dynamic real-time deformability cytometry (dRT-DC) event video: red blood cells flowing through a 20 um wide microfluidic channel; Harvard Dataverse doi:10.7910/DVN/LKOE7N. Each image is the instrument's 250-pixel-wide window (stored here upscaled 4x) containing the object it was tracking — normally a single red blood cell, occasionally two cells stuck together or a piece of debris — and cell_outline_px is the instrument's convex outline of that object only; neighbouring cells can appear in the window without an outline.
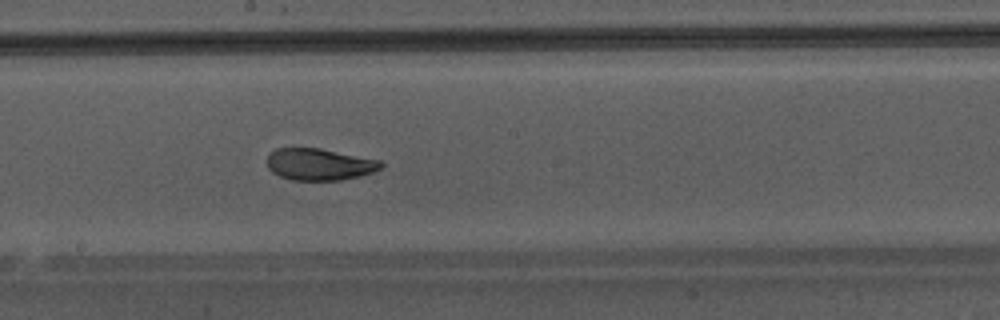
{"species": "Egyptian fruit bat (a non-hibernating species)", "species_latin": "Rousettus aegyptiacus", "temperature_condition": "warm", "stored_images_in_passage": 48, "camera_frame_rate_fps": 3000, "um_per_image_px": 0.085, "animal": {"sex": "male"}, "frame": {"image": 1, "passage_image": 28, "time_ms": 9.0, "image_size_px": [1000, 320], "cell_outline_px": [[384, 164], [380, 168], [372, 172], [360, 176], [340, 180], [292, 180], [280, 176], [272, 172], [268, 168], [268, 156], [276, 148], [320, 148], [380, 160]], "centroid_in_image_um": [27.15, 13.97], "position_along_channel_um": 221.0, "area_um2": 20.98}}